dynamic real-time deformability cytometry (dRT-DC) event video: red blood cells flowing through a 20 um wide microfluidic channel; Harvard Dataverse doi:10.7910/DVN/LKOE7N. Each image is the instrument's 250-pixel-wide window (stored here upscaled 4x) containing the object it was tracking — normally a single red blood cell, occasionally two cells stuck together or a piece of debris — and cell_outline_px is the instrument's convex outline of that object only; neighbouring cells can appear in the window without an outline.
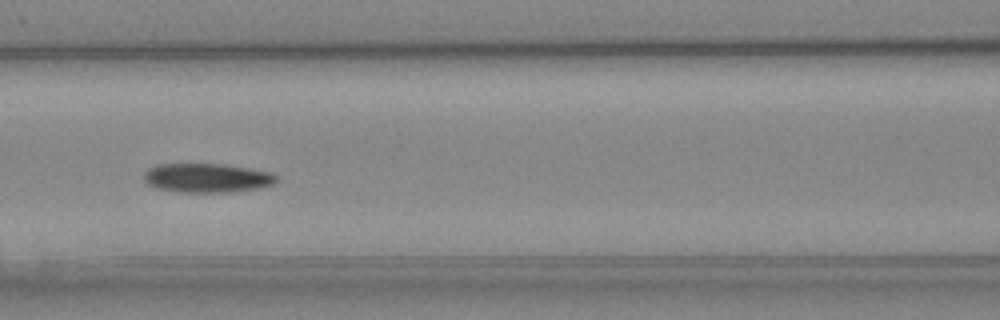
{"species": "Egyptian fruit bat (a non-hibernating species)", "species_latin": "Rousettus aegyptiacus", "temperature_condition": "cold", "stored_images_in_passage": 6, "camera_frame_rate_fps": 3000, "um_per_image_px": 0.085, "animal": {"sex": "female"}, "frame": {"image": 1, "passage_image": 4, "time_ms": 3.333, "image_size_px": [1000, 320], "cell_outline_px": [[280, 180], [272, 184], [260, 188], [228, 192], [180, 192], [156, 188], [148, 184], [144, 180], [144, 172], [148, 168], [156, 164], [224, 164], [272, 172]], "centroid_in_image_um": [17.59, 15.12], "position_along_channel_um": 149.0, "area_um2": 22.6}}
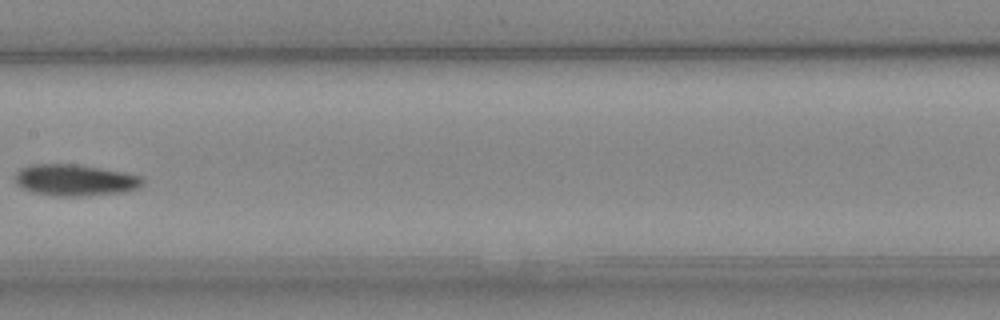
{"frame": {"image": 2, "passage_image": 5, "time_ms": 4.667, "image_size_px": [1000, 320], "cell_outline_px": [[144, 184], [136, 188], [124, 192], [88, 196], [52, 196], [32, 192], [20, 188], [16, 184], [12, 176], [20, 168], [32, 164], [76, 164], [124, 172], [140, 176], [144, 180]], "centroid_in_image_um": [6.32, 15.32], "position_along_channel_um": 201.1, "area_um2": 23.76}}
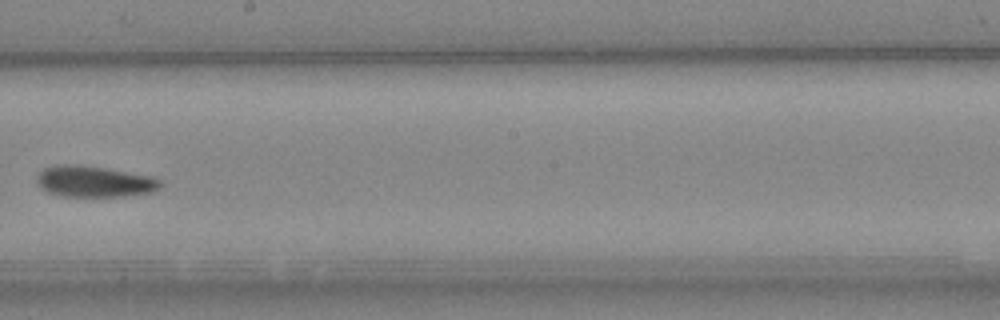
{"frame": {"image": 3, "passage_image": 6, "time_ms": 5.667, "image_size_px": [1000, 320], "cell_outline_px": [[164, 184], [160, 188], [152, 192], [124, 196], [60, 196], [48, 192], [40, 188], [36, 180], [36, 176], [44, 168], [60, 164], [80, 164], [152, 176], [160, 180]], "centroid_in_image_um": [8.01, 15.42], "position_along_channel_um": 240.2, "area_um2": 22.54}}